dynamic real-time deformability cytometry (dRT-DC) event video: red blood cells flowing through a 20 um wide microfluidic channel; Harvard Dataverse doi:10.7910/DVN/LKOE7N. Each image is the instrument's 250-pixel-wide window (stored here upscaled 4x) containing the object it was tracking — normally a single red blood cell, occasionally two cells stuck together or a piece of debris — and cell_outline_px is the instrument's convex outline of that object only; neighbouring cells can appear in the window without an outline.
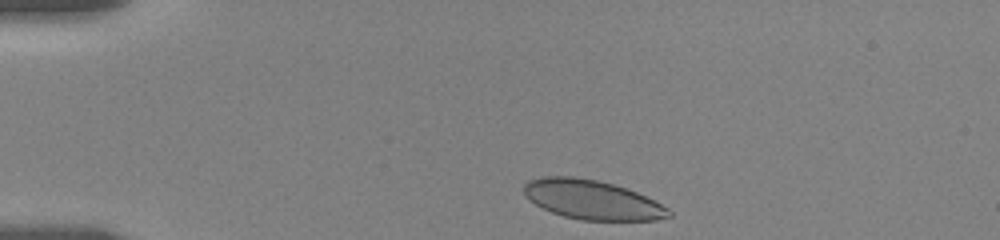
{"species": "human", "species_latin": "Homo sapiens", "temperature_condition": "room temperature", "stored_images_in_passage": 57, "camera_frame_rate_fps": 3000, "um_per_image_px": 0.085, "donor": {"sex": "female"}, "frame": {"image": 1, "passage_image": 1, "time_ms": 0.0, "image_size_px": [1000, 240], "cell_outline_px": [[672, 216], [656, 220], [580, 220], [564, 216], [552, 212], [528, 200], [524, 192], [524, 184], [528, 180], [540, 176], [572, 176], [596, 180], [612, 184], [636, 192], [668, 208], [672, 212]], "centroid_in_image_um": [50.29, 16.98], "position_along_channel_um": 34.7, "area_um2": 32.95}}
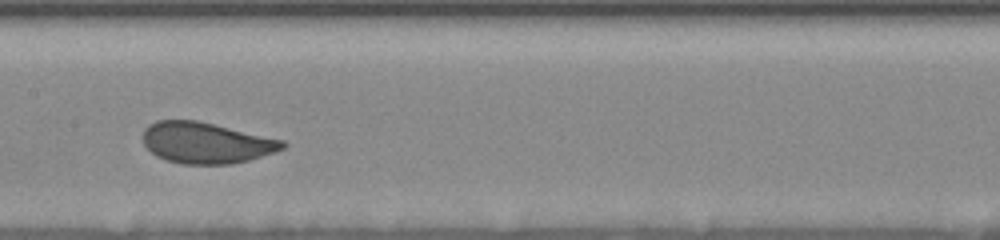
{"frame": {"image": 2, "passage_image": 26, "time_ms": 6.0, "image_size_px": [1000, 240], "cell_outline_px": [[288, 144], [284, 148], [248, 160], [232, 164], [180, 164], [164, 160], [156, 156], [144, 144], [144, 128], [148, 124], [156, 120], [196, 120], [284, 140]], "centroid_in_image_um": [17.49, 12.14], "position_along_channel_um": 189.9, "area_um2": 33.35}}
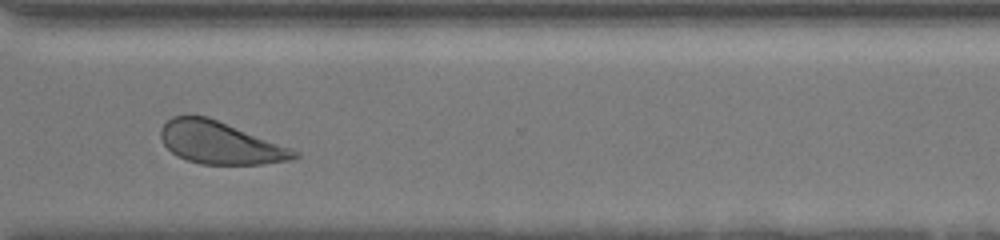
{"frame": {"image": 3, "passage_image": 56, "time_ms": 10.667, "image_size_px": [1000, 240], "cell_outline_px": [[300, 156], [292, 160], [264, 164], [200, 164], [176, 156], [164, 144], [160, 136], [160, 128], [172, 116], [208, 116], [300, 152]], "centroid_in_image_um": [18.7, 12.15], "position_along_channel_um": 351.9, "area_um2": 32.71}}